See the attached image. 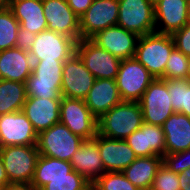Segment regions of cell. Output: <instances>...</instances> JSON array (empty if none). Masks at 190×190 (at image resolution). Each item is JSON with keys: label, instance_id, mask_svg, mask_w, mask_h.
<instances>
[{"label": "cell", "instance_id": "obj_1", "mask_svg": "<svg viewBox=\"0 0 190 190\" xmlns=\"http://www.w3.org/2000/svg\"><path fill=\"white\" fill-rule=\"evenodd\" d=\"M98 134L111 139L125 140L143 124L139 102L122 101L97 121Z\"/></svg>", "mask_w": 190, "mask_h": 190}, {"label": "cell", "instance_id": "obj_2", "mask_svg": "<svg viewBox=\"0 0 190 190\" xmlns=\"http://www.w3.org/2000/svg\"><path fill=\"white\" fill-rule=\"evenodd\" d=\"M175 48L169 34L153 32L139 36L135 59L138 60L154 78L164 79V72L170 53Z\"/></svg>", "mask_w": 190, "mask_h": 190}, {"label": "cell", "instance_id": "obj_3", "mask_svg": "<svg viewBox=\"0 0 190 190\" xmlns=\"http://www.w3.org/2000/svg\"><path fill=\"white\" fill-rule=\"evenodd\" d=\"M64 62H33L32 73L25 83L27 97L62 99L61 82Z\"/></svg>", "mask_w": 190, "mask_h": 190}, {"label": "cell", "instance_id": "obj_4", "mask_svg": "<svg viewBox=\"0 0 190 190\" xmlns=\"http://www.w3.org/2000/svg\"><path fill=\"white\" fill-rule=\"evenodd\" d=\"M83 141L63 123L58 122L38 134L37 147L40 155L70 162Z\"/></svg>", "mask_w": 190, "mask_h": 190}, {"label": "cell", "instance_id": "obj_5", "mask_svg": "<svg viewBox=\"0 0 190 190\" xmlns=\"http://www.w3.org/2000/svg\"><path fill=\"white\" fill-rule=\"evenodd\" d=\"M0 155L10 183H31L40 156L36 146L0 147Z\"/></svg>", "mask_w": 190, "mask_h": 190}, {"label": "cell", "instance_id": "obj_6", "mask_svg": "<svg viewBox=\"0 0 190 190\" xmlns=\"http://www.w3.org/2000/svg\"><path fill=\"white\" fill-rule=\"evenodd\" d=\"M155 78L135 58L122 59L116 76V84L123 101L139 102Z\"/></svg>", "mask_w": 190, "mask_h": 190}, {"label": "cell", "instance_id": "obj_7", "mask_svg": "<svg viewBox=\"0 0 190 190\" xmlns=\"http://www.w3.org/2000/svg\"><path fill=\"white\" fill-rule=\"evenodd\" d=\"M117 25L143 36L155 32L154 0H118Z\"/></svg>", "mask_w": 190, "mask_h": 190}, {"label": "cell", "instance_id": "obj_8", "mask_svg": "<svg viewBox=\"0 0 190 190\" xmlns=\"http://www.w3.org/2000/svg\"><path fill=\"white\" fill-rule=\"evenodd\" d=\"M60 122L73 134L84 140L93 139L98 133V119L82 99L62 97Z\"/></svg>", "mask_w": 190, "mask_h": 190}, {"label": "cell", "instance_id": "obj_9", "mask_svg": "<svg viewBox=\"0 0 190 190\" xmlns=\"http://www.w3.org/2000/svg\"><path fill=\"white\" fill-rule=\"evenodd\" d=\"M143 122L162 126L174 112L167 90V80L155 78L142 95L140 101Z\"/></svg>", "mask_w": 190, "mask_h": 190}, {"label": "cell", "instance_id": "obj_10", "mask_svg": "<svg viewBox=\"0 0 190 190\" xmlns=\"http://www.w3.org/2000/svg\"><path fill=\"white\" fill-rule=\"evenodd\" d=\"M76 54L95 79H116L121 59L90 39H80L77 42Z\"/></svg>", "mask_w": 190, "mask_h": 190}, {"label": "cell", "instance_id": "obj_11", "mask_svg": "<svg viewBox=\"0 0 190 190\" xmlns=\"http://www.w3.org/2000/svg\"><path fill=\"white\" fill-rule=\"evenodd\" d=\"M77 41L46 29L37 34L29 54L33 62L66 61L76 53Z\"/></svg>", "mask_w": 190, "mask_h": 190}, {"label": "cell", "instance_id": "obj_12", "mask_svg": "<svg viewBox=\"0 0 190 190\" xmlns=\"http://www.w3.org/2000/svg\"><path fill=\"white\" fill-rule=\"evenodd\" d=\"M38 134L22 111L0 115V147L36 146Z\"/></svg>", "mask_w": 190, "mask_h": 190}, {"label": "cell", "instance_id": "obj_13", "mask_svg": "<svg viewBox=\"0 0 190 190\" xmlns=\"http://www.w3.org/2000/svg\"><path fill=\"white\" fill-rule=\"evenodd\" d=\"M118 14V0H93L79 18L80 39H90L99 31L117 25Z\"/></svg>", "mask_w": 190, "mask_h": 190}, {"label": "cell", "instance_id": "obj_14", "mask_svg": "<svg viewBox=\"0 0 190 190\" xmlns=\"http://www.w3.org/2000/svg\"><path fill=\"white\" fill-rule=\"evenodd\" d=\"M94 81L95 77L75 53L64 62L61 82L62 97L84 100Z\"/></svg>", "mask_w": 190, "mask_h": 190}, {"label": "cell", "instance_id": "obj_15", "mask_svg": "<svg viewBox=\"0 0 190 190\" xmlns=\"http://www.w3.org/2000/svg\"><path fill=\"white\" fill-rule=\"evenodd\" d=\"M47 29L80 40L79 17L69 7L67 0H42Z\"/></svg>", "mask_w": 190, "mask_h": 190}, {"label": "cell", "instance_id": "obj_16", "mask_svg": "<svg viewBox=\"0 0 190 190\" xmlns=\"http://www.w3.org/2000/svg\"><path fill=\"white\" fill-rule=\"evenodd\" d=\"M138 38L136 33L115 25L99 31L90 40L122 60L135 57Z\"/></svg>", "mask_w": 190, "mask_h": 190}, {"label": "cell", "instance_id": "obj_17", "mask_svg": "<svg viewBox=\"0 0 190 190\" xmlns=\"http://www.w3.org/2000/svg\"><path fill=\"white\" fill-rule=\"evenodd\" d=\"M155 32L172 35L189 23L188 0H154Z\"/></svg>", "mask_w": 190, "mask_h": 190}, {"label": "cell", "instance_id": "obj_18", "mask_svg": "<svg viewBox=\"0 0 190 190\" xmlns=\"http://www.w3.org/2000/svg\"><path fill=\"white\" fill-rule=\"evenodd\" d=\"M96 143L105 172H122L137 158L126 140L111 139L97 133Z\"/></svg>", "mask_w": 190, "mask_h": 190}, {"label": "cell", "instance_id": "obj_19", "mask_svg": "<svg viewBox=\"0 0 190 190\" xmlns=\"http://www.w3.org/2000/svg\"><path fill=\"white\" fill-rule=\"evenodd\" d=\"M125 140L137 157L165 155V135L162 126L143 122L142 126Z\"/></svg>", "mask_w": 190, "mask_h": 190}, {"label": "cell", "instance_id": "obj_20", "mask_svg": "<svg viewBox=\"0 0 190 190\" xmlns=\"http://www.w3.org/2000/svg\"><path fill=\"white\" fill-rule=\"evenodd\" d=\"M60 102L61 99L27 97L22 112L37 134L60 122Z\"/></svg>", "mask_w": 190, "mask_h": 190}, {"label": "cell", "instance_id": "obj_21", "mask_svg": "<svg viewBox=\"0 0 190 190\" xmlns=\"http://www.w3.org/2000/svg\"><path fill=\"white\" fill-rule=\"evenodd\" d=\"M70 163L73 170L84 176L91 184L105 173L96 136L82 142L79 149L72 155Z\"/></svg>", "mask_w": 190, "mask_h": 190}, {"label": "cell", "instance_id": "obj_22", "mask_svg": "<svg viewBox=\"0 0 190 190\" xmlns=\"http://www.w3.org/2000/svg\"><path fill=\"white\" fill-rule=\"evenodd\" d=\"M84 101L92 114L99 119L123 100L119 94L116 80L95 79Z\"/></svg>", "mask_w": 190, "mask_h": 190}, {"label": "cell", "instance_id": "obj_23", "mask_svg": "<svg viewBox=\"0 0 190 190\" xmlns=\"http://www.w3.org/2000/svg\"><path fill=\"white\" fill-rule=\"evenodd\" d=\"M32 69L29 52L17 47L0 51V79L26 83Z\"/></svg>", "mask_w": 190, "mask_h": 190}, {"label": "cell", "instance_id": "obj_24", "mask_svg": "<svg viewBox=\"0 0 190 190\" xmlns=\"http://www.w3.org/2000/svg\"><path fill=\"white\" fill-rule=\"evenodd\" d=\"M165 135V154L182 152L190 148V118L173 113L162 125Z\"/></svg>", "mask_w": 190, "mask_h": 190}, {"label": "cell", "instance_id": "obj_25", "mask_svg": "<svg viewBox=\"0 0 190 190\" xmlns=\"http://www.w3.org/2000/svg\"><path fill=\"white\" fill-rule=\"evenodd\" d=\"M8 8L22 28L34 34L47 29L42 0H11Z\"/></svg>", "mask_w": 190, "mask_h": 190}, {"label": "cell", "instance_id": "obj_26", "mask_svg": "<svg viewBox=\"0 0 190 190\" xmlns=\"http://www.w3.org/2000/svg\"><path fill=\"white\" fill-rule=\"evenodd\" d=\"M163 163V157H137L122 171L125 177L140 190H150L157 173Z\"/></svg>", "mask_w": 190, "mask_h": 190}, {"label": "cell", "instance_id": "obj_27", "mask_svg": "<svg viewBox=\"0 0 190 190\" xmlns=\"http://www.w3.org/2000/svg\"><path fill=\"white\" fill-rule=\"evenodd\" d=\"M72 171L73 167L69 161L40 155L31 184L37 190H41L49 183L50 178L68 177Z\"/></svg>", "mask_w": 190, "mask_h": 190}, {"label": "cell", "instance_id": "obj_28", "mask_svg": "<svg viewBox=\"0 0 190 190\" xmlns=\"http://www.w3.org/2000/svg\"><path fill=\"white\" fill-rule=\"evenodd\" d=\"M26 99L25 83L0 79V115L22 111Z\"/></svg>", "mask_w": 190, "mask_h": 190}, {"label": "cell", "instance_id": "obj_29", "mask_svg": "<svg viewBox=\"0 0 190 190\" xmlns=\"http://www.w3.org/2000/svg\"><path fill=\"white\" fill-rule=\"evenodd\" d=\"M167 90L174 112L190 118V82L187 79H167Z\"/></svg>", "mask_w": 190, "mask_h": 190}, {"label": "cell", "instance_id": "obj_30", "mask_svg": "<svg viewBox=\"0 0 190 190\" xmlns=\"http://www.w3.org/2000/svg\"><path fill=\"white\" fill-rule=\"evenodd\" d=\"M20 24L8 7H0V51L15 47Z\"/></svg>", "mask_w": 190, "mask_h": 190}, {"label": "cell", "instance_id": "obj_31", "mask_svg": "<svg viewBox=\"0 0 190 190\" xmlns=\"http://www.w3.org/2000/svg\"><path fill=\"white\" fill-rule=\"evenodd\" d=\"M92 184L76 171L68 174V177L50 178L41 190H91Z\"/></svg>", "mask_w": 190, "mask_h": 190}, {"label": "cell", "instance_id": "obj_32", "mask_svg": "<svg viewBox=\"0 0 190 190\" xmlns=\"http://www.w3.org/2000/svg\"><path fill=\"white\" fill-rule=\"evenodd\" d=\"M91 190H140L122 172H105L91 186Z\"/></svg>", "mask_w": 190, "mask_h": 190}, {"label": "cell", "instance_id": "obj_33", "mask_svg": "<svg viewBox=\"0 0 190 190\" xmlns=\"http://www.w3.org/2000/svg\"><path fill=\"white\" fill-rule=\"evenodd\" d=\"M189 57L174 48L166 64L164 79H187Z\"/></svg>", "mask_w": 190, "mask_h": 190}, {"label": "cell", "instance_id": "obj_34", "mask_svg": "<svg viewBox=\"0 0 190 190\" xmlns=\"http://www.w3.org/2000/svg\"><path fill=\"white\" fill-rule=\"evenodd\" d=\"M150 190H180L178 174L172 172L162 163L157 170Z\"/></svg>", "mask_w": 190, "mask_h": 190}, {"label": "cell", "instance_id": "obj_35", "mask_svg": "<svg viewBox=\"0 0 190 190\" xmlns=\"http://www.w3.org/2000/svg\"><path fill=\"white\" fill-rule=\"evenodd\" d=\"M163 164L176 174L182 173L190 167V148L182 152L165 154Z\"/></svg>", "mask_w": 190, "mask_h": 190}, {"label": "cell", "instance_id": "obj_36", "mask_svg": "<svg viewBox=\"0 0 190 190\" xmlns=\"http://www.w3.org/2000/svg\"><path fill=\"white\" fill-rule=\"evenodd\" d=\"M175 48L190 57V22L172 35Z\"/></svg>", "mask_w": 190, "mask_h": 190}, {"label": "cell", "instance_id": "obj_37", "mask_svg": "<svg viewBox=\"0 0 190 190\" xmlns=\"http://www.w3.org/2000/svg\"><path fill=\"white\" fill-rule=\"evenodd\" d=\"M37 34L30 32L28 29L19 27L15 47L29 52L33 47V42L36 40Z\"/></svg>", "mask_w": 190, "mask_h": 190}, {"label": "cell", "instance_id": "obj_38", "mask_svg": "<svg viewBox=\"0 0 190 190\" xmlns=\"http://www.w3.org/2000/svg\"><path fill=\"white\" fill-rule=\"evenodd\" d=\"M69 7L80 18L91 6L93 0H67Z\"/></svg>", "mask_w": 190, "mask_h": 190}, {"label": "cell", "instance_id": "obj_39", "mask_svg": "<svg viewBox=\"0 0 190 190\" xmlns=\"http://www.w3.org/2000/svg\"><path fill=\"white\" fill-rule=\"evenodd\" d=\"M180 190H190V167L178 174Z\"/></svg>", "mask_w": 190, "mask_h": 190}, {"label": "cell", "instance_id": "obj_40", "mask_svg": "<svg viewBox=\"0 0 190 190\" xmlns=\"http://www.w3.org/2000/svg\"><path fill=\"white\" fill-rule=\"evenodd\" d=\"M2 190H37L31 183H9Z\"/></svg>", "mask_w": 190, "mask_h": 190}, {"label": "cell", "instance_id": "obj_41", "mask_svg": "<svg viewBox=\"0 0 190 190\" xmlns=\"http://www.w3.org/2000/svg\"><path fill=\"white\" fill-rule=\"evenodd\" d=\"M9 183L10 182H9L8 176L6 174V170H5V167L3 164V160H2L1 155H0V189H3Z\"/></svg>", "mask_w": 190, "mask_h": 190}, {"label": "cell", "instance_id": "obj_42", "mask_svg": "<svg viewBox=\"0 0 190 190\" xmlns=\"http://www.w3.org/2000/svg\"><path fill=\"white\" fill-rule=\"evenodd\" d=\"M11 0H0V7H8Z\"/></svg>", "mask_w": 190, "mask_h": 190}, {"label": "cell", "instance_id": "obj_43", "mask_svg": "<svg viewBox=\"0 0 190 190\" xmlns=\"http://www.w3.org/2000/svg\"><path fill=\"white\" fill-rule=\"evenodd\" d=\"M188 19H189V22H190V0H188Z\"/></svg>", "mask_w": 190, "mask_h": 190}, {"label": "cell", "instance_id": "obj_44", "mask_svg": "<svg viewBox=\"0 0 190 190\" xmlns=\"http://www.w3.org/2000/svg\"><path fill=\"white\" fill-rule=\"evenodd\" d=\"M187 80L190 82V57H189V69H188Z\"/></svg>", "mask_w": 190, "mask_h": 190}]
</instances>
